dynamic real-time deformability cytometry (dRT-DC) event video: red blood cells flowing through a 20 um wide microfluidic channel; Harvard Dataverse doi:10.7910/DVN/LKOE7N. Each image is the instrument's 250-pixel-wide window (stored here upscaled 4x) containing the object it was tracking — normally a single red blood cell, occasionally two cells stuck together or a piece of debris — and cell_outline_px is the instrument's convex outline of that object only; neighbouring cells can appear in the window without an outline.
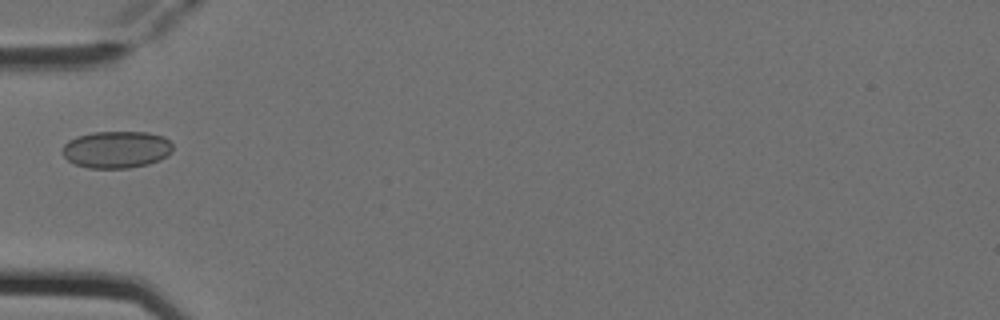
{"species": "Egyptian fruit bat (a non-hibernating species)", "species_latin": "Rousettus aegyptiacus", "temperature_condition": "cold", "stored_images_in_passage": 4, "camera_frame_rate_fps": 3000, "um_per_image_px": 0.085, "animal": {"sex": "female"}, "frame": {"image": 1, "passage_image": 4, "time_ms": 1.0, "image_size_px": [1000, 320], "cell_outline_px": [[172, 152], [168, 156], [160, 160], [148, 164], [128, 168], [88, 168], [76, 164], [68, 160], [60, 152], [64, 144], [68, 140], [76, 136], [92, 132], [148, 132], [164, 136], [172, 144]], "centroid_in_image_um": [9.89, 12.7], "position_along_channel_um": 75.1, "area_um2": 24.1}}